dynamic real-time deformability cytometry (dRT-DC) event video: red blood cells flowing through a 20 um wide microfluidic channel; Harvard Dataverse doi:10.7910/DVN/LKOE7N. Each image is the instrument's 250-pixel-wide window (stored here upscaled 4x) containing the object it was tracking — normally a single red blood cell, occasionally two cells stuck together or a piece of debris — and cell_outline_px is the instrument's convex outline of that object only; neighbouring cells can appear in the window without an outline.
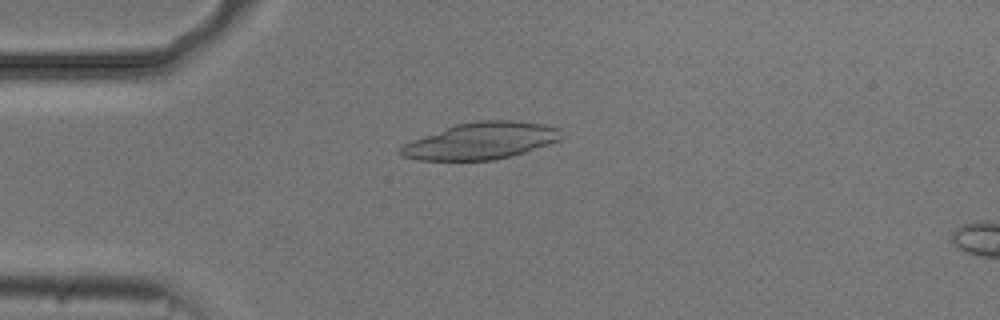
{"species": "common noctule bat (a hibernating species)", "species_latin": "Nyctalus noctula", "temperature_condition": "cold", "stored_images_in_passage": 54, "camera_frame_rate_fps": 3000, "um_per_image_px": 0.085, "animal": {"sex": "male", "body_mass_g": 20.5, "forearm_length_mm": 52.5}, "frame": {"image": 1, "passage_image": 14, "time_ms": 4.333, "image_size_px": [1000, 320], "cell_outline_px": [[560, 140], [512, 156], [492, 160], [416, 160], [400, 156], [400, 148], [404, 144], [412, 140], [456, 124], [476, 120], [512, 120], [544, 124], [556, 128]], "centroid_in_image_um": [40.83, 11.98], "position_along_channel_um": 44.2, "area_um2": 34.04}}
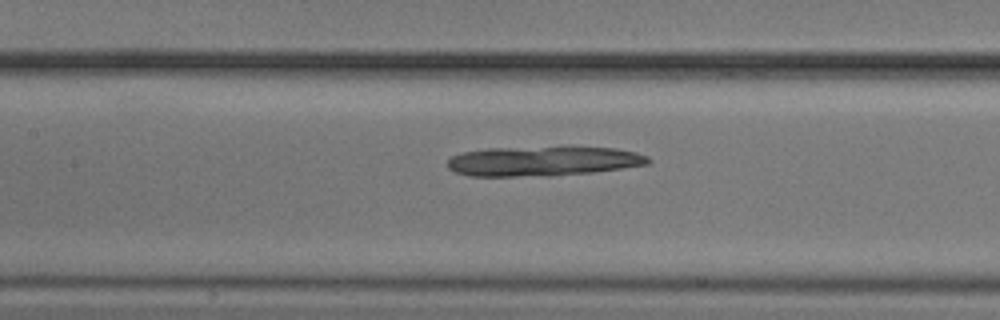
{"frame": {"image": 2, "passage_image": 25, "time_ms": 8.0, "image_size_px": [1000, 320], "cell_outline_px": [[652, 160], [648, 164], [592, 172], [552, 176], [468, 176], [456, 172], [448, 168], [448, 160], [452, 156], [464, 152], [488, 148], [564, 144], [568, 144], [616, 148], [636, 152], [648, 156]], "centroid_in_image_um": [46.21, 13.65], "position_along_channel_um": 161.2, "area_um2": 36.18}}
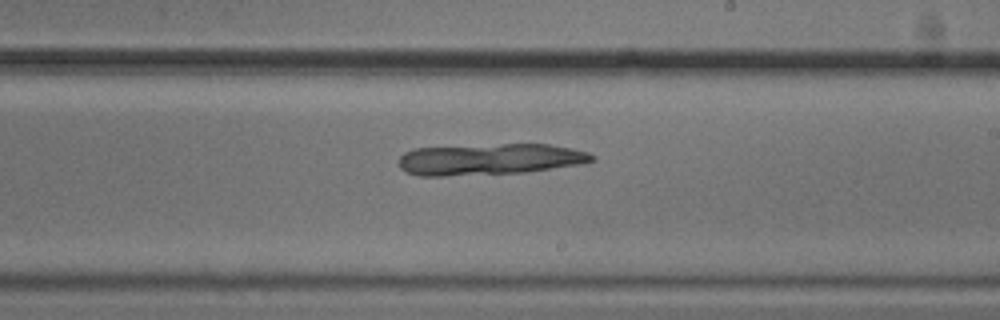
{"frame": {"image": 3, "passage_image": 32, "time_ms": 10.333, "image_size_px": [1000, 320], "cell_outline_px": [[596, 160], [580, 164], [524, 172], [444, 176], [420, 176], [408, 172], [400, 168], [400, 156], [404, 152], [412, 148], [500, 144], [548, 144], [572, 148], [588, 152], [596, 156]], "centroid_in_image_um": [41.63, 13.53], "position_along_channel_um": 247.4, "area_um2": 35.26}}